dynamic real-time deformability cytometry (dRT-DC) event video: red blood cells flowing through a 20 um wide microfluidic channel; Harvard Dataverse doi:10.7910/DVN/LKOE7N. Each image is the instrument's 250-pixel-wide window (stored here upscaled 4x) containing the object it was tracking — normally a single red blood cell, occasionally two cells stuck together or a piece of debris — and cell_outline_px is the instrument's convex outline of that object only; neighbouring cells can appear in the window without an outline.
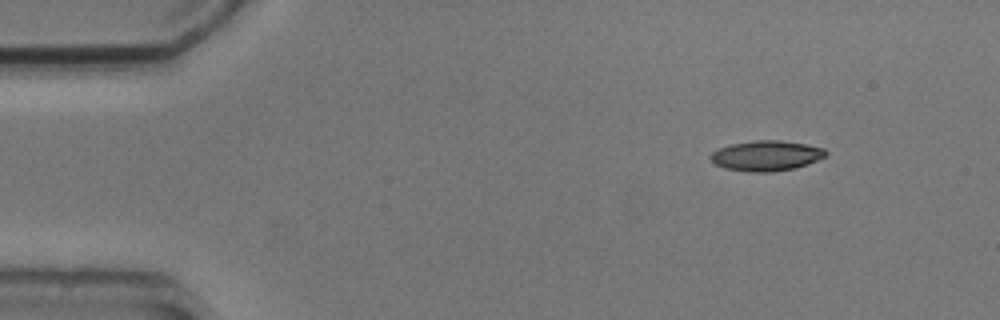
{"species": "common noctule bat (a hibernating species)", "species_latin": "Nyctalus noctula", "temperature_condition": "cold", "stored_images_in_passage": 5, "camera_frame_rate_fps": 3000, "um_per_image_px": 0.085, "animal": {"sex": "male", "body_mass_g": 20.5, "forearm_length_mm": 52.5}, "frame": {"image": 1, "passage_image": 1, "time_ms": 0.0, "image_size_px": [1000, 320], "cell_outline_px": [[828, 152], [824, 156], [808, 164], [796, 168], [772, 172], [748, 172], [724, 168], [716, 164], [708, 156], [712, 152], [720, 148], [732, 144], [756, 140], [780, 140], [804, 144], [824, 148]], "centroid_in_image_um": [65.13, 13.24], "position_along_channel_um": 19.9, "area_um2": 20.23}}
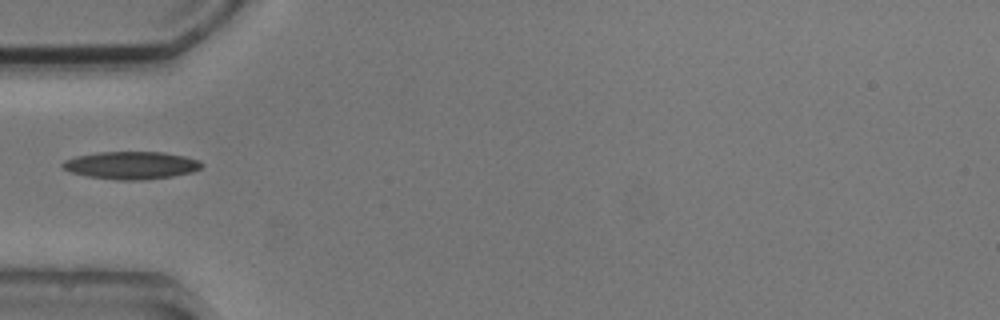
{"frame": {"image": 2, "passage_image": 4, "time_ms": 3.667, "image_size_px": [1000, 320], "cell_outline_px": [[204, 164], [200, 168], [192, 172], [172, 176], [144, 180], [116, 180], [88, 176], [72, 172], [64, 168], [60, 164], [64, 160], [76, 156], [100, 152], [164, 152], [184, 156], [200, 160]], "centroid_in_image_um": [11.17, 14.05], "position_along_channel_um": 73.8, "area_um2": 22.37}}